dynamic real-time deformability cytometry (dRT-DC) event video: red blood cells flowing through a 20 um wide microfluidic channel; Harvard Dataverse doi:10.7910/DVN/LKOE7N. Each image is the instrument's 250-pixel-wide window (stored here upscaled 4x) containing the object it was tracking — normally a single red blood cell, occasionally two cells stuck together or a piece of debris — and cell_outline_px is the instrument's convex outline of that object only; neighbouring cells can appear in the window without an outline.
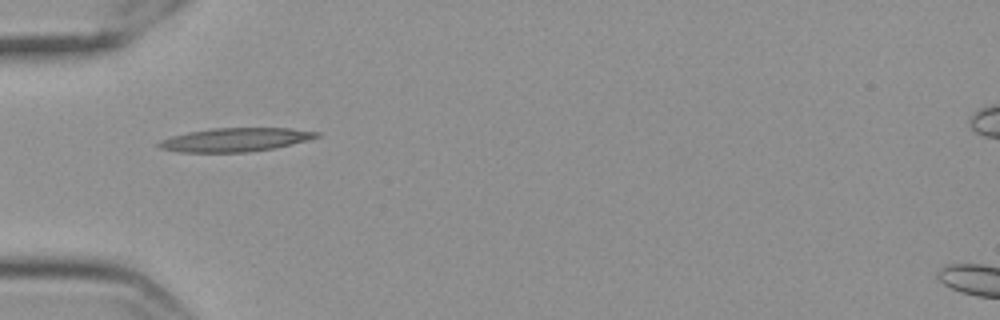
{"species": "Egyptian fruit bat (a non-hibernating species)", "species_latin": "Rousettus aegyptiacus", "temperature_condition": "cold", "stored_images_in_passage": 23, "camera_frame_rate_fps": 3000, "um_per_image_px": 0.085, "frame": {"image": 1, "passage_image": 1, "time_ms": 0.0, "image_size_px": [1000, 320], "cell_outline_px": [[320, 136], [312, 140], [272, 148], [248, 152], [180, 152], [160, 148], [156, 144], [160, 140], [172, 136], [188, 132], [212, 128], [292, 128], [320, 132]], "centroid_in_image_um": [20.04, 11.87], "position_along_channel_um": 65.0, "area_um2": 21.79}}
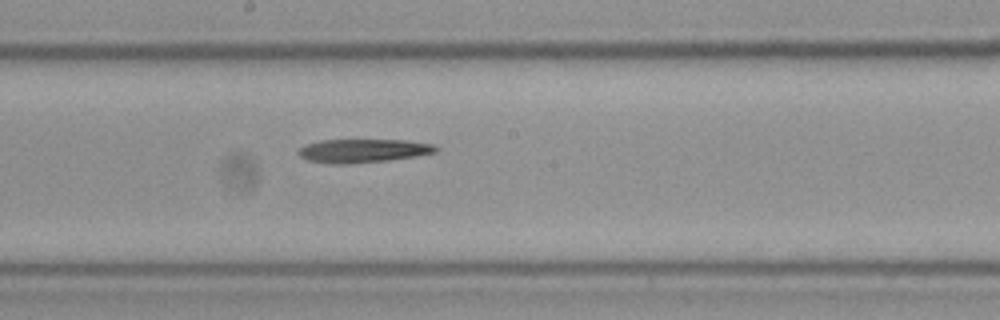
{"frame": {"image": 2, "passage_image": 14, "time_ms": 4.333, "image_size_px": [1000, 320], "cell_outline_px": [[440, 148], [436, 152], [416, 156], [388, 160], [348, 164], [332, 164], [308, 160], [300, 156], [296, 152], [304, 144], [320, 140], [408, 140], [432, 144]], "centroid_in_image_um": [30.84, 12.81], "position_along_channel_um": 217.4, "area_um2": 18.96}}
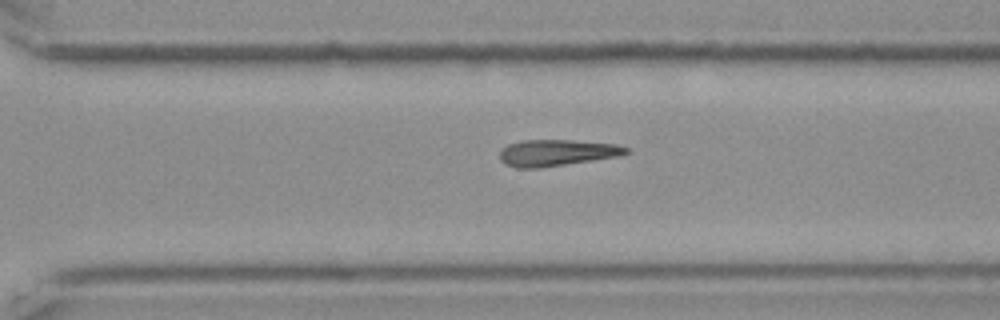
{"frame": {"image": 3, "passage_image": 23, "time_ms": 7.333, "image_size_px": [1000, 320], "cell_outline_px": [[632, 152], [616, 156], [592, 160], [540, 168], [516, 168], [504, 164], [500, 160], [500, 152], [508, 144], [520, 140], [572, 140], [616, 144], [628, 148]], "centroid_in_image_um": [47.3, 12.98], "position_along_channel_um": 323.3, "area_um2": 19.42}}